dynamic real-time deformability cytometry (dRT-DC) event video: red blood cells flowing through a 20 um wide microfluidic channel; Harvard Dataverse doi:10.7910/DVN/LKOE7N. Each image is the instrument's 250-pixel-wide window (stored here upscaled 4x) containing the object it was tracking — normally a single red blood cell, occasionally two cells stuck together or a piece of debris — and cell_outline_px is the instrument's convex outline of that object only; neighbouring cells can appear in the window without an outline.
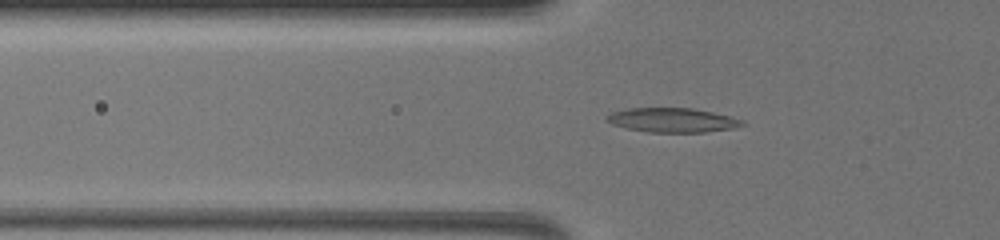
{"species": "common noctule bat (a hibernating species)", "species_latin": "Nyctalus noctula", "temperature_condition": "warm", "stored_images_in_passage": 63, "camera_frame_rate_fps": 3000, "um_per_image_px": 0.085, "animal": {"sex": "female", "body_mass_g": 19.5, "forearm_length_mm": 54.1}, "frame": {"image": 1, "passage_image": 21, "time_ms": 6.333, "image_size_px": [1000, 240], "cell_outline_px": [[748, 124], [736, 128], [704, 132], [648, 132], [628, 128], [612, 124], [604, 120], [604, 116], [612, 112], [628, 108], [692, 108], [712, 112], [744, 120]], "centroid_in_image_um": [57.16, 10.21], "position_along_channel_um": 68.6, "area_um2": 19.31}}
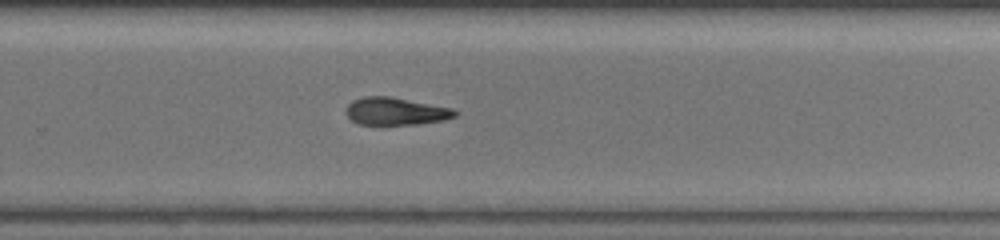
{"frame": {"image": 2, "passage_image": 46, "time_ms": 12.0, "image_size_px": [1000, 240], "cell_outline_px": [[460, 112], [456, 116], [444, 120], [420, 124], [356, 124], [344, 112], [348, 104], [352, 100], [364, 96], [388, 96], [452, 108]], "centroid_in_image_um": [33.63, 9.46], "position_along_channel_um": 296.2, "area_um2": 17.51}}
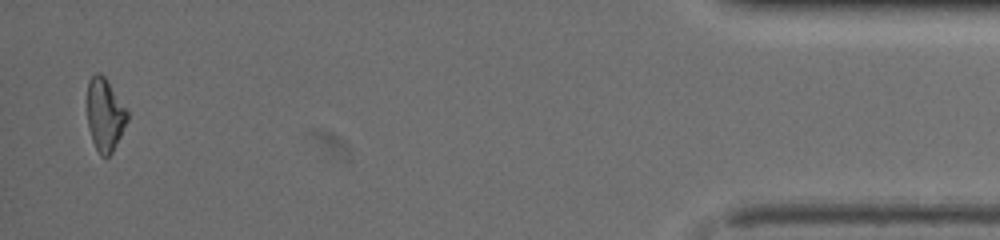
{"frame": {"image": 3, "passage_image": 63, "time_ms": 17.0, "image_size_px": [1000, 240], "cell_outline_px": [[128, 120], [112, 152], [108, 156], [100, 156], [92, 140], [88, 128], [88, 80], [96, 72], [100, 72], [104, 76], [128, 112]], "centroid_in_image_um": [8.91, 9.75], "position_along_channel_um": 426.3, "area_um2": 16.7}, "authors_computed_cell_mechanics": {"area_um2": 18.4382, "velocity_mm_per_s": 4.0673, "shape_relaxation_time_tau1_ms": 3.5892, "shape_relaxation_time_tau2_ms": 10.9958, "deformation_change_tau1": 0.1194, "deformation_change_tau2": 0.2492}}